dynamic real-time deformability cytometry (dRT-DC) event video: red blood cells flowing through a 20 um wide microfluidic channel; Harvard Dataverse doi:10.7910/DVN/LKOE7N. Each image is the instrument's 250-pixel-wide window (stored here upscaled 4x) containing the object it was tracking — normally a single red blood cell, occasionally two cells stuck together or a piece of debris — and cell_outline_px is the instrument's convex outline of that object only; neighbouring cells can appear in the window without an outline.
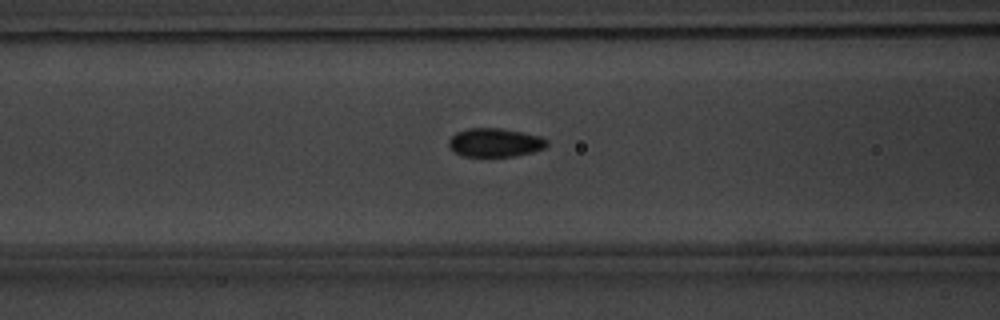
{"species": "common noctule bat (a hibernating species)", "species_latin": "Nyctalus noctula", "temperature_condition": "warm", "stored_images_in_passage": 44, "camera_frame_rate_fps": 3000, "um_per_image_px": 0.085, "animal": {"sex": "male", "body_mass_g": 20.1, "forearm_length_mm": 53.5}, "frame": {"image": 1, "passage_image": 14, "time_ms": 4.333, "image_size_px": [1000, 320], "cell_outline_px": [[548, 144], [544, 148], [532, 152], [516, 156], [464, 156], [452, 152], [448, 144], [448, 140], [456, 132], [468, 128], [500, 128], [540, 136], [548, 140]], "centroid_in_image_um": [42.05, 12.12], "position_along_channel_um": 124.6, "area_um2": 16.42}}
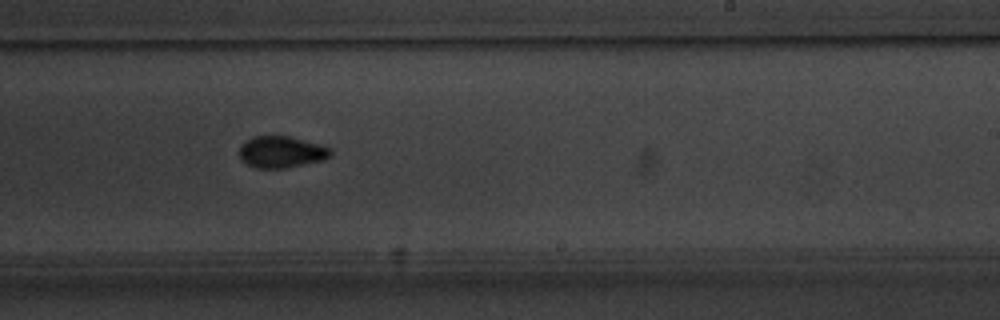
{"frame": {"image": 2, "passage_image": 25, "time_ms": 8.0, "image_size_px": [1000, 320], "cell_outline_px": [[332, 156], [324, 160], [284, 168], [256, 168], [240, 160], [240, 144], [252, 136], [288, 136], [320, 144], [332, 148]], "centroid_in_image_um": [23.93, 12.91], "position_along_channel_um": 265.1, "area_um2": 16.94}}
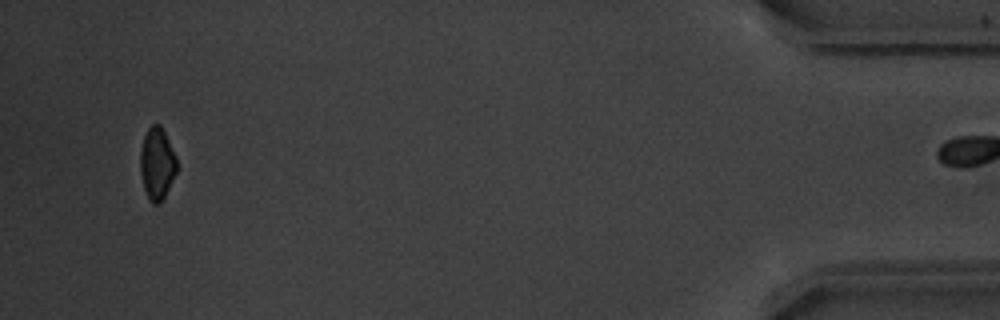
{"frame": {"image": 3, "passage_image": 43, "time_ms": 14.0, "image_size_px": [1000, 320], "cell_outline_px": [[176, 172], [160, 204], [152, 204], [148, 200], [144, 188], [140, 172], [140, 152], [144, 136], [148, 128], [152, 124], [160, 124], [176, 156]], "centroid_in_image_um": [13.33, 13.92], "position_along_channel_um": 421.9, "area_um2": 15.2}}